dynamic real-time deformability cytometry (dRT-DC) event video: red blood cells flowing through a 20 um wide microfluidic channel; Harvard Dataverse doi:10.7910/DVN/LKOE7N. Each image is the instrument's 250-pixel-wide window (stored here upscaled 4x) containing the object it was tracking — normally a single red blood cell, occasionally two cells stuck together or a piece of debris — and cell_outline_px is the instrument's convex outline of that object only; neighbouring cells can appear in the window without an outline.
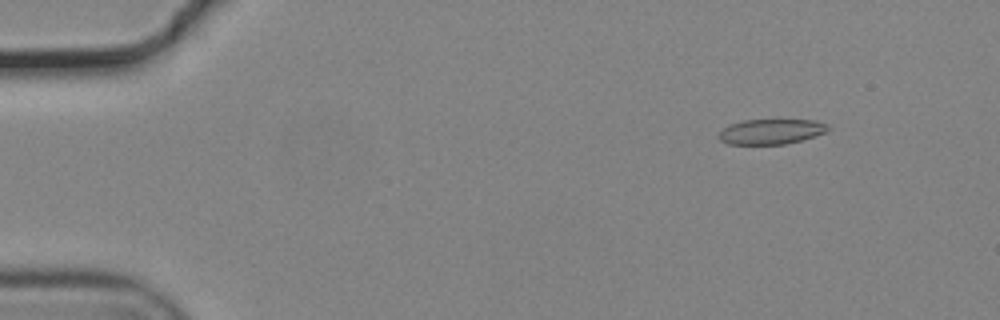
{"species": "common noctule bat (a hibernating species)", "species_latin": "Nyctalus noctula", "temperature_condition": "cold", "stored_images_in_passage": 56, "camera_frame_rate_fps": 3000, "um_per_image_px": 0.085, "animal": {"sex": "male", "body_mass_g": 19.2, "forearm_length_mm": 51.8}, "frame": {"image": 1, "passage_image": 7, "time_ms": 2.0, "image_size_px": [1000, 320], "cell_outline_px": [[832, 128], [828, 132], [816, 136], [784, 144], [728, 144], [720, 140], [716, 136], [724, 128], [732, 124], [744, 120], [816, 120], [828, 124]], "centroid_in_image_um": [65.6, 11.18], "position_along_channel_um": 19.4, "area_um2": 16.07}}
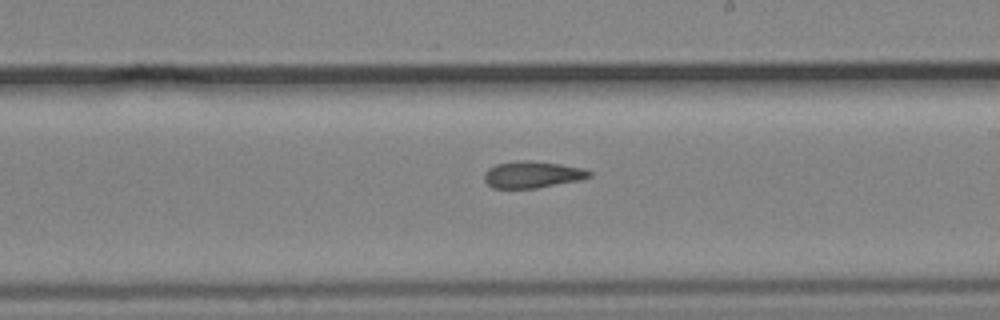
{"frame": {"image": 2, "passage_image": 33, "time_ms": 10.667, "image_size_px": [1000, 320], "cell_outline_px": [[592, 176], [580, 180], [536, 188], [492, 188], [484, 180], [484, 172], [488, 168], [496, 164], [516, 160], [528, 160], [560, 164], [584, 168], [592, 172]], "centroid_in_image_um": [45.24, 14.83], "position_along_channel_um": 243.8, "area_um2": 16.47}}
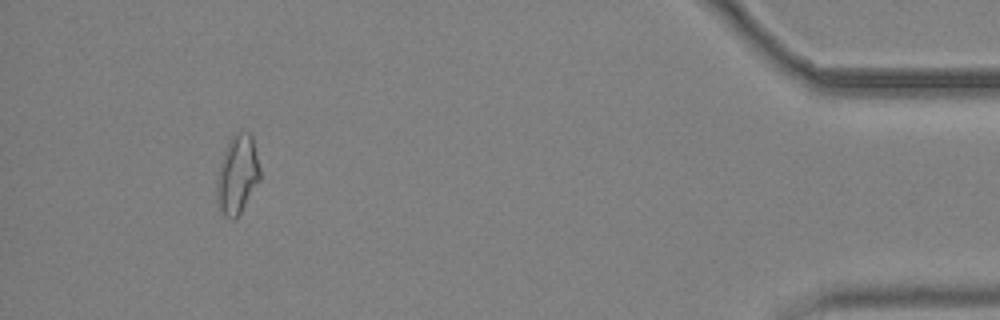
{"frame": {"image": 3, "passage_image": 52, "time_ms": 17.0, "image_size_px": [1000, 320], "cell_outline_px": [[260, 180], [236, 220], [232, 220], [224, 216], [216, 200], [216, 180], [220, 164], [228, 140], [236, 132], [248, 132], [252, 136], [260, 168]], "centroid_in_image_um": [20.17, 14.86], "position_along_channel_um": 415.0, "area_um2": 19.94}, "authors_computed_cell_mechanics": {"area_um2": 16.9932, "velocity_mm_per_s": 3.7313, "shape_relaxation_time_tau1_ms": null, "shape_relaxation_time_tau2_ms": 3.6842, "deformation_change_tau1": null, "deformation_change_tau2": 0.1032}}